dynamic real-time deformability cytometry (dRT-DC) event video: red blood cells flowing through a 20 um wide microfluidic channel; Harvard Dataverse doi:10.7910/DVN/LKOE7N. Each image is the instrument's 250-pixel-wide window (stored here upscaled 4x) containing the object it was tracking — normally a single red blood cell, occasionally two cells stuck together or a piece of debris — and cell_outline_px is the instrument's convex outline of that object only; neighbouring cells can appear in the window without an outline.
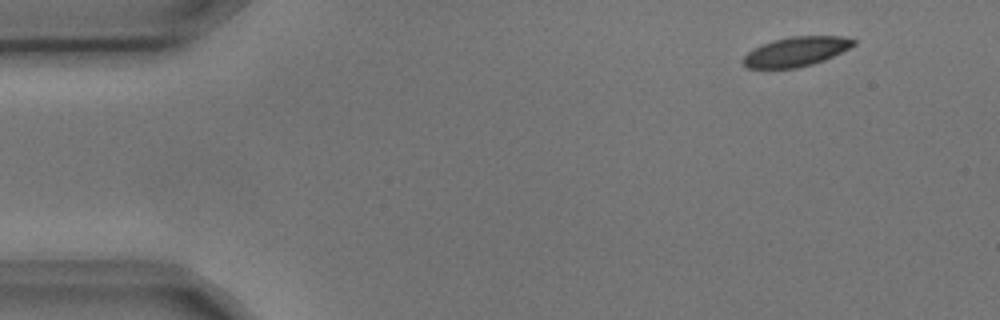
{"species": "common noctule bat (a hibernating species)", "species_latin": "Nyctalus noctula", "temperature_condition": "cold", "stored_images_in_passage": 4, "camera_frame_rate_fps": 3000, "um_per_image_px": 0.085, "animal": {"sex": "male", "body_mass_g": 17.9, "forearm_length_mm": 54.2}, "frame": {"image": 1, "passage_image": 1, "time_ms": 0.0, "image_size_px": [1000, 320], "cell_outline_px": [[856, 44], [824, 60], [812, 64], [796, 68], [748, 68], [740, 60], [748, 52], [760, 44], [772, 40], [792, 36], [844, 36], [856, 40]], "centroid_in_image_um": [67.64, 4.38], "position_along_channel_um": 17.4, "area_um2": 18.96}}